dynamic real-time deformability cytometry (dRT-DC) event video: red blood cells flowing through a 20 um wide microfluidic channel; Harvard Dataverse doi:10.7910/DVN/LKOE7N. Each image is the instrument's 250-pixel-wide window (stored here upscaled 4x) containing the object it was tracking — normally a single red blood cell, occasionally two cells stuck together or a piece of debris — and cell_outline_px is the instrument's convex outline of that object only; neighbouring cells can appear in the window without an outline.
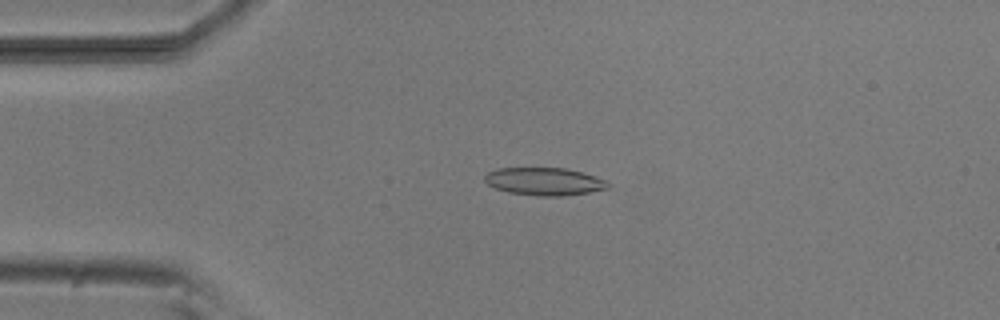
{"species": "common noctule bat (a hibernating species)", "species_latin": "Nyctalus noctula", "temperature_condition": "room temperature", "stored_images_in_passage": 52, "camera_frame_rate_fps": 3000, "um_per_image_px": 0.085, "animal": {"sex": "male", "body_mass_g": 20.5, "forearm_length_mm": 52.5}, "frame": {"image": 1, "passage_image": 11, "time_ms": 3.333, "image_size_px": [1000, 320], "cell_outline_px": [[612, 188], [564, 196], [536, 196], [508, 192], [496, 188], [488, 184], [484, 180], [484, 176], [488, 172], [496, 168], [564, 168], [580, 172], [608, 180], [612, 184]], "centroid_in_image_um": [46.31, 15.43], "position_along_channel_um": 38.7, "area_um2": 20.06}}
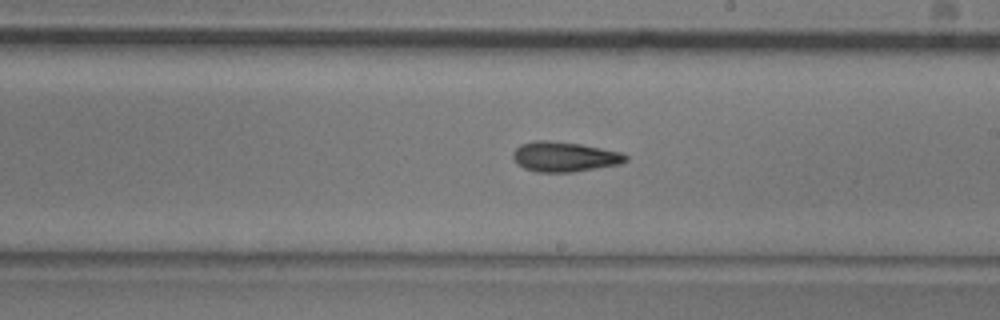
{"frame": {"image": 2, "passage_image": 29, "time_ms": 9.333, "image_size_px": [1000, 320], "cell_outline_px": [[628, 160], [620, 164], [572, 172], [536, 172], [524, 168], [516, 164], [512, 156], [512, 152], [520, 144], [536, 140], [548, 140], [580, 144], [620, 152], [628, 156]], "centroid_in_image_um": [47.94, 13.32], "position_along_channel_um": 241.1, "area_um2": 19.71}}
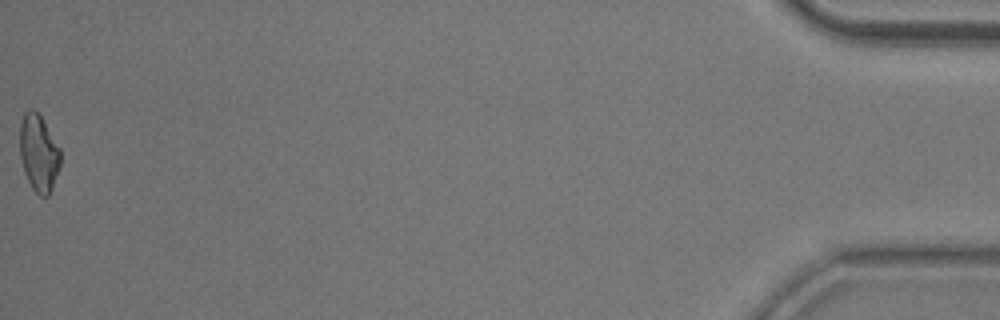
{"frame": {"image": 3, "passage_image": 52, "time_ms": 17.0, "image_size_px": [1000, 320], "cell_outline_px": [[60, 164], [52, 188], [48, 196], [40, 196], [32, 188], [24, 172], [20, 156], [20, 124], [24, 112], [28, 108], [32, 108], [40, 116], [60, 148]], "centroid_in_image_um": [3.28, 13.0], "position_along_channel_um": 431.9, "area_um2": 18.03}, "authors_computed_cell_mechanics": {"area_um2": 19.1318, "velocity_mm_per_s": 3.8133, "shape_relaxation_time_tau1_ms": 9.6886, "shape_relaxation_time_tau2_ms": 7.1435, "deformation_change_tau1": 0.2108, "deformation_change_tau2": 0.1755}}